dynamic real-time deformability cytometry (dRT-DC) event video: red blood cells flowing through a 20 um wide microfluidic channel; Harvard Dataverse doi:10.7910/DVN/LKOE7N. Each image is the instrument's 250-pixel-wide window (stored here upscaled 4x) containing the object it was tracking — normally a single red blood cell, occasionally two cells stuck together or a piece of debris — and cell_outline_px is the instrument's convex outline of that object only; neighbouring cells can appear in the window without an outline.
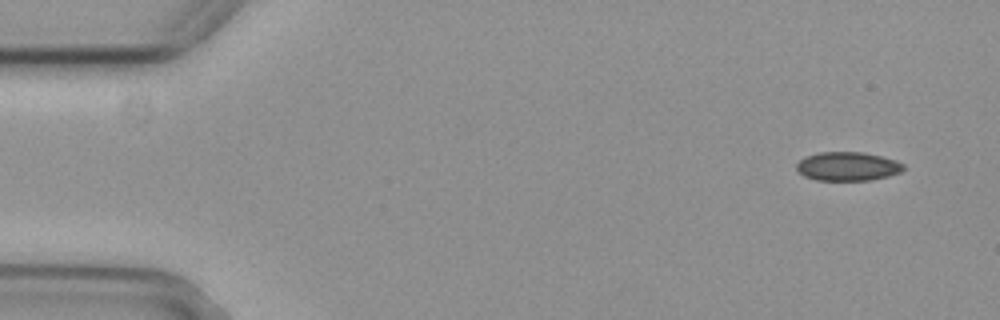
{"species": "common noctule bat (a hibernating species)", "species_latin": "Nyctalus noctula", "temperature_condition": "cold", "stored_images_in_passage": 4, "camera_frame_rate_fps": 3000, "um_per_image_px": 0.085, "animal": {"sex": "female", "body_mass_g": 29.2, "forearm_length_mm": 56.3}, "frame": {"image": 1, "passage_image": 1, "time_ms": 0.0, "image_size_px": [1000, 320], "cell_outline_px": [[904, 168], [900, 172], [888, 176], [872, 180], [816, 180], [804, 176], [796, 168], [796, 164], [804, 156], [820, 152], [864, 152], [896, 160], [904, 164]], "centroid_in_image_um": [72.04, 14.13], "position_along_channel_um": 13.0, "area_um2": 17.98}}
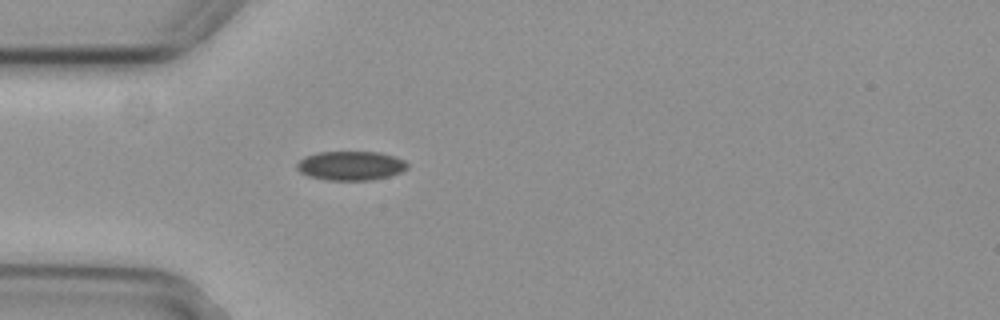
{"frame": {"image": 2, "passage_image": 4, "time_ms": 1.0, "image_size_px": [1000, 320], "cell_outline_px": [[408, 168], [400, 172], [388, 176], [368, 180], [332, 180], [312, 176], [300, 172], [296, 168], [296, 164], [304, 156], [316, 152], [380, 152], [396, 156], [404, 160], [408, 164]], "centroid_in_image_um": [29.83, 14.06], "position_along_channel_um": 55.2, "area_um2": 18.67}}